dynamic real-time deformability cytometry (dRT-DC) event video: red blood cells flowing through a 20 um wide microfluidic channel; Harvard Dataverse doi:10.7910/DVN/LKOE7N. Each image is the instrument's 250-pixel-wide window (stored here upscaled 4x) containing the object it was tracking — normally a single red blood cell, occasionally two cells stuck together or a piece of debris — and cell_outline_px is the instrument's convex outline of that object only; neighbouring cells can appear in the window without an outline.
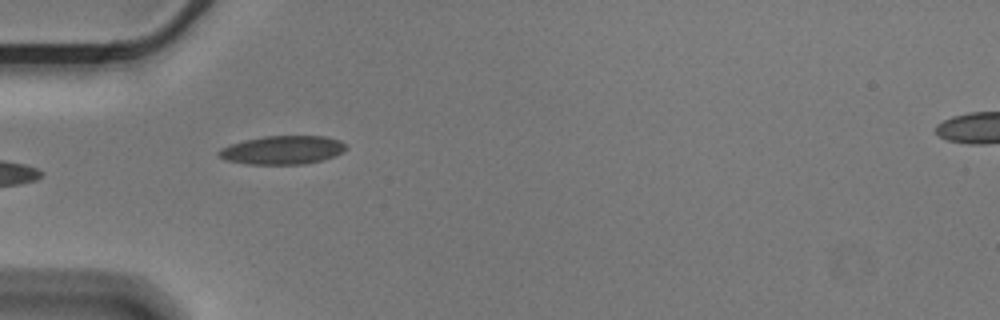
{"species": "Egyptian fruit bat (a non-hibernating species)", "species_latin": "Rousettus aegyptiacus", "temperature_condition": "cold", "stored_images_in_passage": 27, "camera_frame_rate_fps": 3000, "um_per_image_px": 0.085, "animal": {"sex": "male"}, "frame": {"image": 1, "passage_image": 1, "time_ms": 0.0, "image_size_px": [1000, 320], "cell_outline_px": [[348, 148], [344, 152], [336, 156], [304, 164], [248, 164], [224, 160], [216, 156], [216, 152], [220, 148], [244, 140], [264, 136], [324, 136], [340, 140], [348, 144]], "centroid_in_image_um": [24.02, 12.75], "position_along_channel_um": 61.0, "area_um2": 21.44}, "authors_computed_cell_mechanics": {"area_um2": 18.7272, "velocity_mm_per_s": 3.5787, "shape_relaxation_time_tau1_ms": 6.5731, "shape_relaxation_time_tau2_ms": 1.487, "deformation_change_tau1": 0.1258, "deformation_change_tau2": 0.0515}}